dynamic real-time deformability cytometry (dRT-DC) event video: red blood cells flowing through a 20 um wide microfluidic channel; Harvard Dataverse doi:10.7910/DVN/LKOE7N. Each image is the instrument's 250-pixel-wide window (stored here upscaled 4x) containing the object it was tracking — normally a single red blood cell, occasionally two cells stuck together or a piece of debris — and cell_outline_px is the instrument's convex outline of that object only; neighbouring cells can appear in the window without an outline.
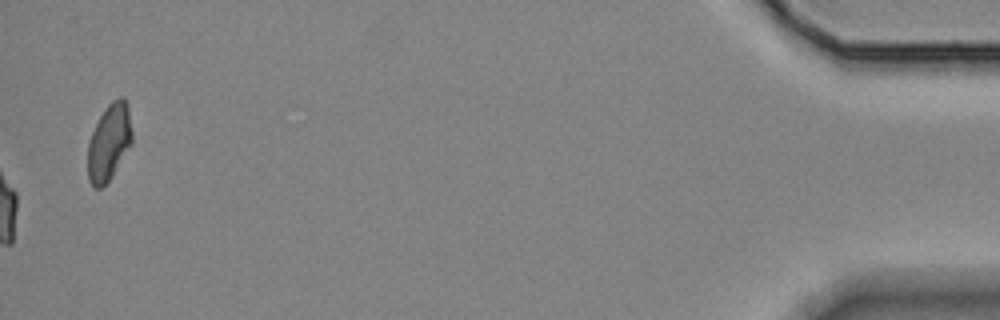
{"species": "Egyptian fruit bat (a non-hibernating species)", "species_latin": "Rousettus aegyptiacus", "temperature_condition": "room temperature", "stored_images_in_passage": 44, "camera_frame_rate_fps": 3000, "um_per_image_px": 0.085, "animal": {"sex": "female"}, "frame": {"image": 1, "passage_image": 44, "time_ms": 14.333, "image_size_px": [1000, 320], "cell_outline_px": [[132, 144], [112, 176], [100, 188], [96, 188], [88, 180], [88, 140], [100, 116], [108, 104], [112, 100], [120, 96], [124, 96], [128, 104], [132, 132]], "centroid_in_image_um": [9.29, 12.05], "position_along_channel_um": 425.9, "area_um2": 19.83}}